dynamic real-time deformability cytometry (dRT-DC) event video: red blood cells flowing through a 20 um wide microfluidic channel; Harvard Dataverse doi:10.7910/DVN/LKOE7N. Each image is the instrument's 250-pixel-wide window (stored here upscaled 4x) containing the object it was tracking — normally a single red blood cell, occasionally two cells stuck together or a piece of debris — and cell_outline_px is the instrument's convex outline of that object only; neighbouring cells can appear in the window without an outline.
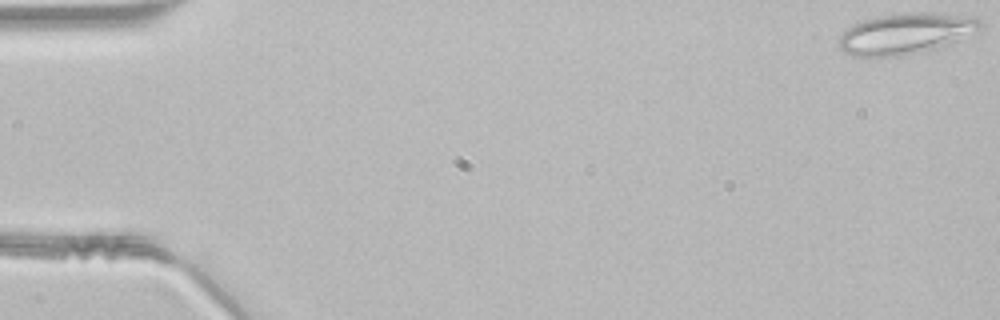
{"species": "common noctule bat (a hibernating species)", "species_latin": "Nyctalus noctula", "temperature_condition": "room temperature", "stored_images_in_passage": 48, "camera_frame_rate_fps": 3000, "um_per_image_px": 0.085, "animal": {"sex": "male", "body_mass_g": 21.5, "forearm_length_mm": 52.0}, "frame": {"image": 1, "passage_image": 1, "time_ms": 0.0, "image_size_px": [1000, 320], "cell_outline_px": [[984, 24], [980, 28], [956, 40], [932, 48], [896, 56], [852, 56], [844, 52], [840, 48], [840, 36], [848, 28], [864, 20], [876, 16], [912, 12], [932, 12], [972, 16], [980, 20]], "centroid_in_image_um": [76.97, 2.82], "position_along_channel_um": 8.0, "area_um2": 32.89}}
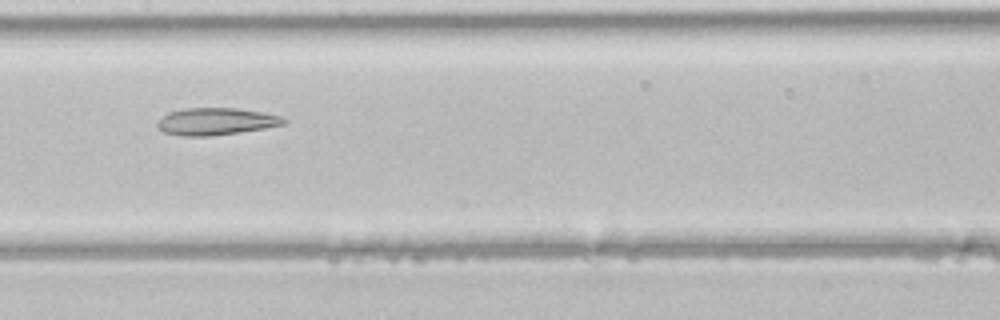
{"frame": {"image": 2, "passage_image": 24, "time_ms": 7.667, "image_size_px": [1000, 320], "cell_outline_px": [[288, 120], [284, 124], [264, 128], [208, 136], [180, 136], [164, 132], [156, 124], [168, 112], [184, 108], [236, 108], [264, 112], [280, 116]], "centroid_in_image_um": [18.36, 10.31], "position_along_channel_um": 189.0, "area_um2": 19.77}}
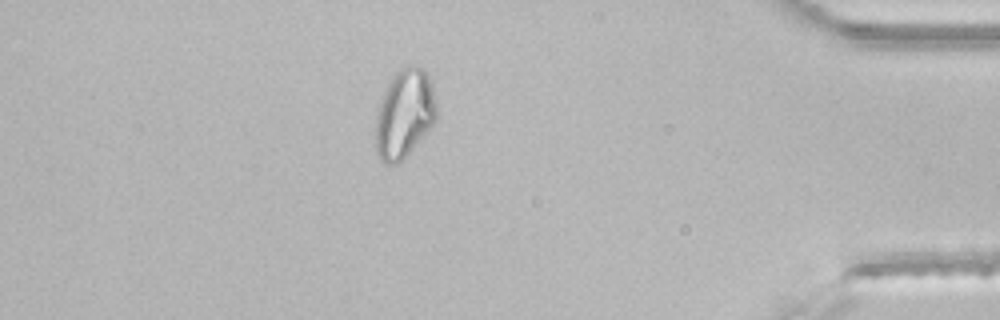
{"frame": {"image": 3, "passage_image": 42, "time_ms": 13.667, "image_size_px": [1000, 320], "cell_outline_px": [[436, 120], [408, 152], [396, 164], [384, 164], [380, 160], [376, 152], [376, 116], [384, 92], [392, 76], [404, 64], [412, 64], [424, 68], [432, 80], [436, 104]], "centroid_in_image_um": [34.38, 9.6], "position_along_channel_um": 400.8, "area_um2": 31.33}}